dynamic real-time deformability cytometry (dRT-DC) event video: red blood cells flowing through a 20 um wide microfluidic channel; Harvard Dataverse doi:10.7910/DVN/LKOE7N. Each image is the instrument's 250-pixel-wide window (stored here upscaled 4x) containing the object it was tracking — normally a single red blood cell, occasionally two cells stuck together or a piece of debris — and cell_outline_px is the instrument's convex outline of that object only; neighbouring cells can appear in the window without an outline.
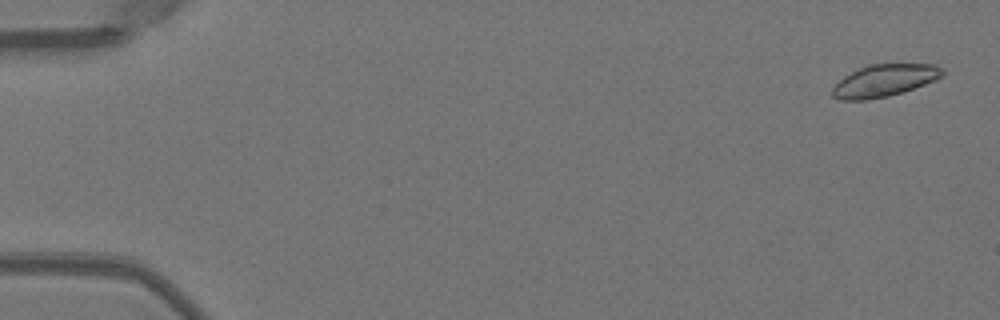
{"species": "Egyptian fruit bat (a non-hibernating species)", "species_latin": "Rousettus aegyptiacus", "temperature_condition": "warm", "stored_images_in_passage": 49, "camera_frame_rate_fps": 3000, "um_per_image_px": 0.085, "animal": {"sex": "female"}, "frame": {"image": 1, "passage_image": 1, "time_ms": 0.0, "image_size_px": [1000, 320], "cell_outline_px": [[944, 76], [936, 80], [888, 96], [868, 100], [840, 100], [832, 96], [832, 88], [844, 76], [868, 64], [936, 64], [944, 72]], "centroid_in_image_um": [75.16, 6.84], "position_along_channel_um": 9.8, "area_um2": 20.46}}
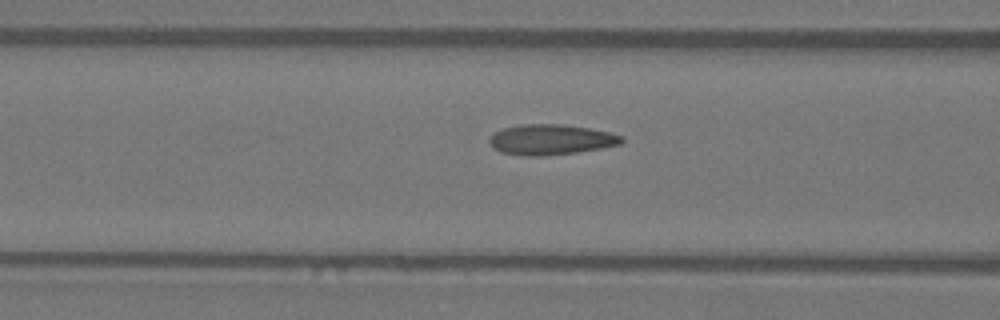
{"frame": {"image": 2, "passage_image": 20, "time_ms": 6.333, "image_size_px": [1000, 320], "cell_outline_px": [[624, 140], [620, 144], [600, 148], [576, 152], [540, 156], [528, 156], [500, 152], [492, 148], [488, 140], [496, 132], [504, 128], [520, 124], [560, 124], [588, 128], [612, 132], [624, 136]], "centroid_in_image_um": [46.83, 11.86], "position_along_channel_um": 119.8, "area_um2": 23.35}}
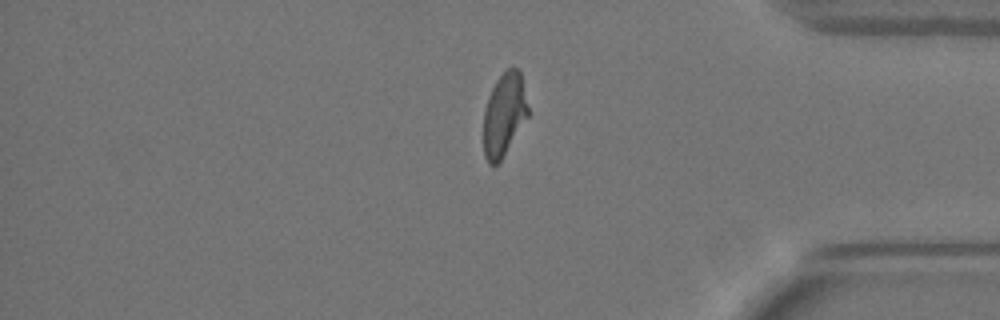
{"frame": {"image": 3, "passage_image": 42, "time_ms": 13.667, "image_size_px": [1000, 320], "cell_outline_px": [[528, 116], [500, 160], [492, 168], [488, 164], [484, 156], [484, 112], [488, 96], [496, 80], [512, 64], [520, 72], [528, 108]], "centroid_in_image_um": [42.83, 9.73], "position_along_channel_um": 392.4, "area_um2": 21.27}}